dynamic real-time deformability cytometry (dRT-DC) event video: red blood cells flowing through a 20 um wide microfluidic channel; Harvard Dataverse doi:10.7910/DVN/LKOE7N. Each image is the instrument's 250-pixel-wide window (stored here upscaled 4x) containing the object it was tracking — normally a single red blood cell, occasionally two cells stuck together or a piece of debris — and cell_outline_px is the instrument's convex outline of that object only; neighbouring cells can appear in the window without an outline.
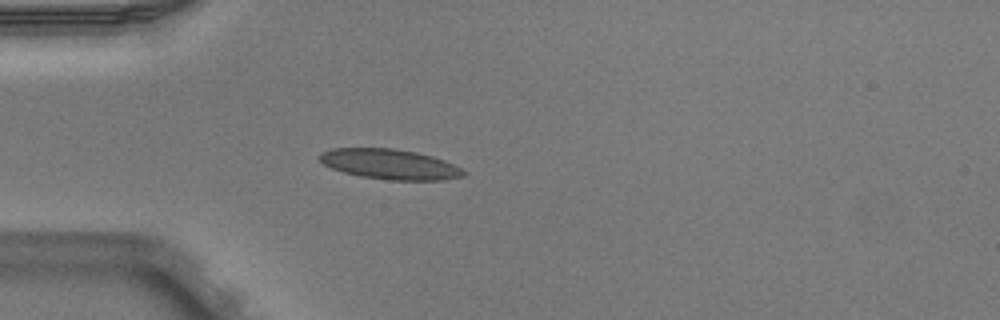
{"species": "Egyptian fruit bat (a non-hibernating species)", "species_latin": "Rousettus aegyptiacus", "temperature_condition": "warm", "stored_images_in_passage": 3, "camera_frame_rate_fps": 3000, "um_per_image_px": 0.085, "animal": {"sex": "male"}, "frame": {"image": 1, "passage_image": 3, "time_ms": 0.667, "image_size_px": [1000, 320], "cell_outline_px": [[468, 172], [464, 176], [444, 180], [392, 180], [360, 176], [344, 172], [332, 168], [324, 164], [320, 160], [320, 152], [332, 148], [392, 148], [416, 152], [432, 156], [444, 160]], "centroid_in_image_um": [33.15, 13.95], "position_along_channel_um": 51.8, "area_um2": 25.2}}